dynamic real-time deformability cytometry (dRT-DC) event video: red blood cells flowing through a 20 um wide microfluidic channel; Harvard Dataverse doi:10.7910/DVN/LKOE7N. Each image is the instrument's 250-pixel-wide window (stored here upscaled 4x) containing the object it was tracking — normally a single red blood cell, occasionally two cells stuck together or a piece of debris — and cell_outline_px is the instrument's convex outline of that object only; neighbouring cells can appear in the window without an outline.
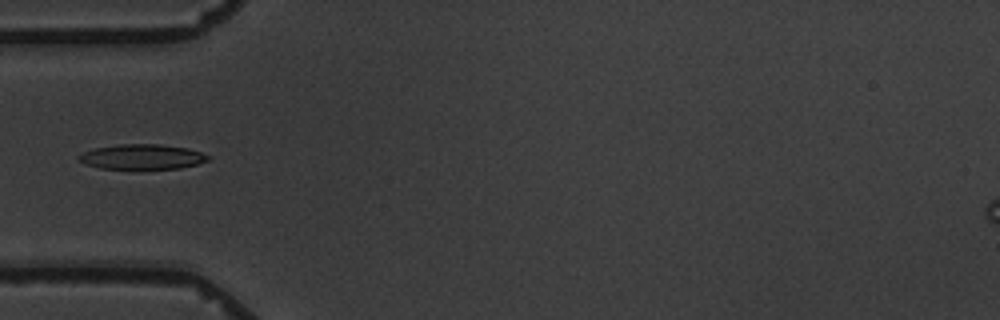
{"species": "common noctule bat (a hibernating species)", "species_latin": "Nyctalus noctula", "temperature_condition": "warm", "stored_images_in_passage": 15, "camera_frame_rate_fps": 3000, "um_per_image_px": 0.085, "animal": {"sex": "male", "body_mass_g": 19.5, "forearm_length_mm": 54.6}, "frame": {"image": 1, "passage_image": 5, "time_ms": 6.0, "image_size_px": [1000, 320], "cell_outline_px": [[212, 156], [208, 160], [196, 164], [180, 168], [100, 168], [84, 164], [76, 156], [84, 152], [96, 148], [120, 144], [160, 144], [188, 148]], "centroid_in_image_um": [12.09, 13.32], "position_along_channel_um": 72.9, "area_um2": 18.61}}
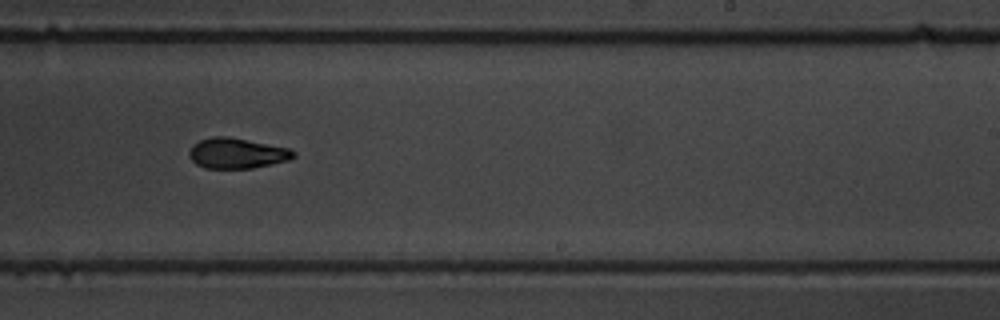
{"frame": {"image": 2, "passage_image": 10, "time_ms": 11.667, "image_size_px": [1000, 320], "cell_outline_px": [[296, 156], [288, 160], [252, 168], [204, 168], [196, 164], [188, 156], [188, 152], [192, 144], [200, 140], [212, 136], [228, 136], [288, 148], [296, 152]], "centroid_in_image_um": [20.09, 13.02], "position_along_channel_um": 268.9, "area_um2": 18.5}}
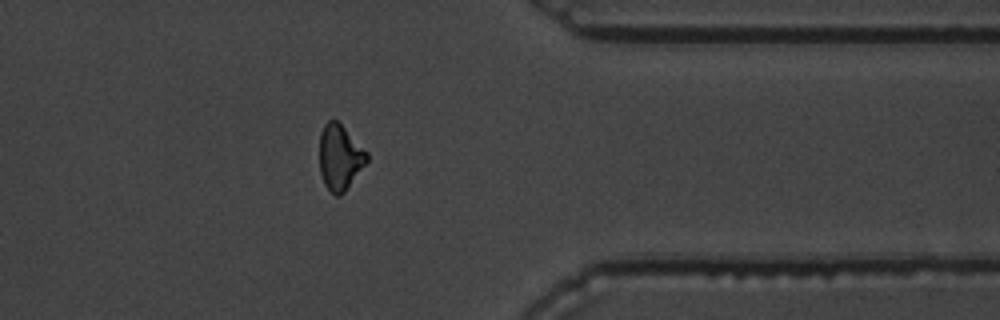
{"frame": {"image": 3, "passage_image": 13, "time_ms": 15.333, "image_size_px": [1000, 320], "cell_outline_px": [[368, 160], [344, 192], [340, 196], [336, 196], [324, 184], [320, 172], [320, 132], [324, 124], [328, 120], [336, 120], [368, 152]], "centroid_in_image_um": [28.88, 13.37], "position_along_channel_um": 382.5, "area_um2": 17.8}, "authors_computed_cell_mechanics": {"area_um2": 18.5538, "velocity_mm_per_s": 3.4597, "shape_relaxation_time_tau1_ms": 4.2729, "shape_relaxation_time_tau2_ms": 2.4955, "deformation_change_tau1": 0.1598, "deformation_change_tau2": 0.0656}}